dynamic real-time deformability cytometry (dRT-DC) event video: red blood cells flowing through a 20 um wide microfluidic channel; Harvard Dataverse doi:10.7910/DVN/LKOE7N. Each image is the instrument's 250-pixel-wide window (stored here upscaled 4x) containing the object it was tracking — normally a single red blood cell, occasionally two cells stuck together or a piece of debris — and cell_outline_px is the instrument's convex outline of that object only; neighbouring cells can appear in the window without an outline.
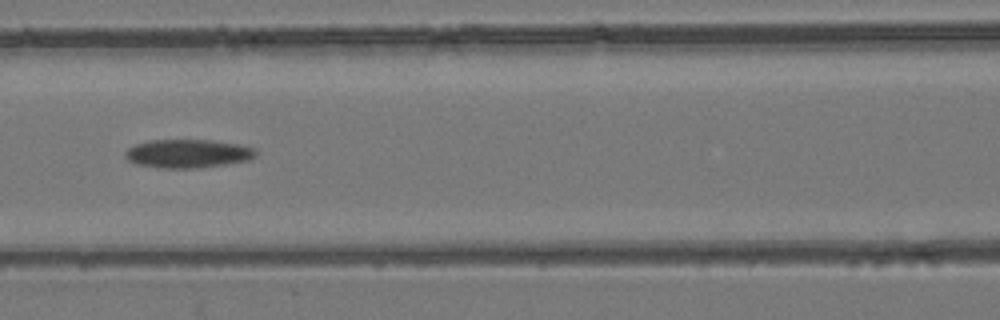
{"species": "common noctule bat (a hibernating species)", "species_latin": "Nyctalus noctula", "temperature_condition": "room temperature", "stored_images_in_passage": 4, "camera_frame_rate_fps": 3000, "um_per_image_px": 0.085, "animal": {"sex": "female", "body_mass_g": 24.6, "forearm_length_mm": 56.2}, "frame": {"image": 1, "passage_image": 4, "time_ms": 3.333, "image_size_px": [1000, 320], "cell_outline_px": [[256, 156], [248, 160], [224, 164], [196, 168], [160, 168], [136, 164], [128, 160], [124, 156], [124, 152], [128, 148], [136, 144], [152, 140], [212, 140], [240, 144], [252, 148], [256, 152]], "centroid_in_image_um": [15.93, 13.05], "position_along_channel_um": 150.7, "area_um2": 21.62}}